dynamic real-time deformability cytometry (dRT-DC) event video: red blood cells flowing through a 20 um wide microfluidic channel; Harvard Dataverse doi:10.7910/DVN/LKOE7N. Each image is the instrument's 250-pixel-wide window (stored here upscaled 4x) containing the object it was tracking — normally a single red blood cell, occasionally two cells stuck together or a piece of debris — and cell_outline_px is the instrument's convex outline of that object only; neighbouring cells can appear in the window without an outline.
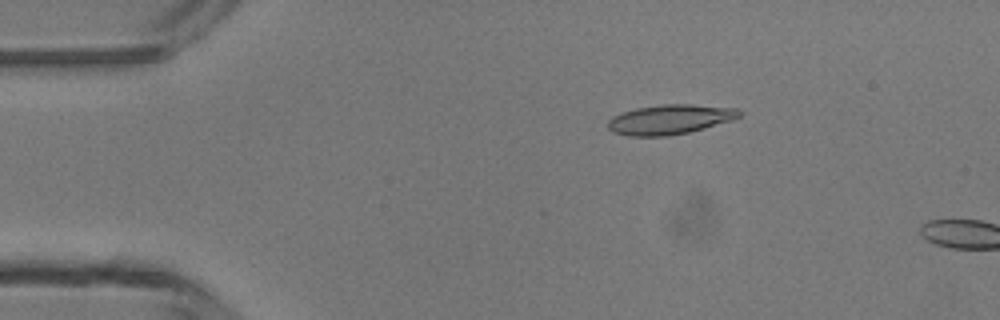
{"species": "common noctule bat (a hibernating species)", "species_latin": "Nyctalus noctula", "temperature_condition": "room temperature", "stored_images_in_passage": 3, "camera_frame_rate_fps": 3000, "um_per_image_px": 0.085, "animal": {"sex": "male", "body_mass_g": 13.3}, "frame": {"image": 1, "passage_image": 2, "time_ms": 1.333, "image_size_px": [1000, 320], "cell_outline_px": [[740, 116], [732, 120], [704, 128], [688, 132], [668, 136], [628, 136], [612, 132], [608, 128], [608, 120], [612, 116], [636, 108], [660, 104], [692, 104], [740, 108]], "centroid_in_image_um": [56.94, 10.15], "position_along_channel_um": 28.1, "area_um2": 22.83}}